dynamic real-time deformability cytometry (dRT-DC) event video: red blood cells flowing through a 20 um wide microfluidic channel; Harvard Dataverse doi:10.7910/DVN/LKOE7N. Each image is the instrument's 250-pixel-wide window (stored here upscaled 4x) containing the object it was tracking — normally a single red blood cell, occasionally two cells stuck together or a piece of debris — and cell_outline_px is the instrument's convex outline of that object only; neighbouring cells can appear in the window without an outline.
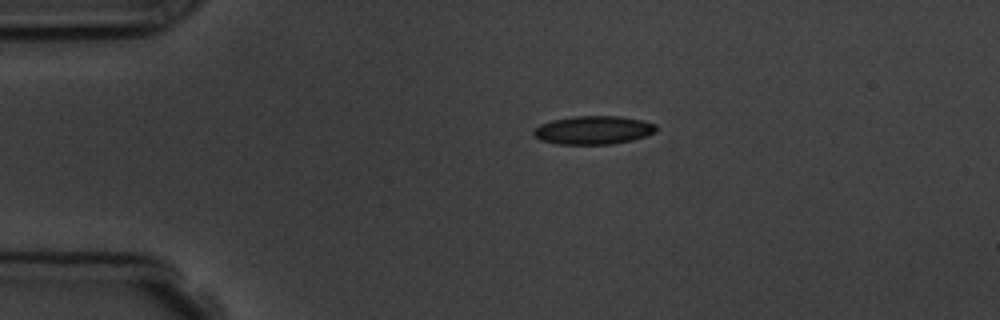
{"species": "common noctule bat (a hibernating species)", "species_latin": "Nyctalus noctula", "temperature_condition": "room temperature", "stored_images_in_passage": 4, "camera_frame_rate_fps": 3000, "um_per_image_px": 0.085, "animal": {"sex": "male", "body_mass_g": 19.5, "forearm_length_mm": 54.6}, "frame": {"image": 1, "passage_image": 1, "time_ms": 0.0, "image_size_px": [1000, 320], "cell_outline_px": [[656, 132], [632, 140], [612, 144], [560, 144], [540, 140], [532, 136], [532, 132], [540, 124], [552, 120], [572, 116], [620, 116], [640, 120], [656, 124]], "centroid_in_image_um": [50.4, 11.06], "position_along_channel_um": 34.6, "area_um2": 20.29}}
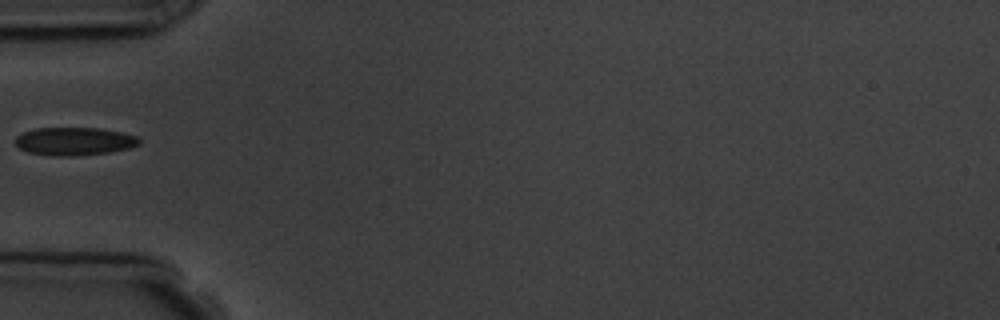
{"frame": {"image": 2, "passage_image": 3, "time_ms": 2.333, "image_size_px": [1000, 320], "cell_outline_px": [[140, 144], [128, 148], [108, 152], [72, 156], [56, 156], [28, 152], [20, 148], [12, 140], [16, 136], [24, 132], [36, 128], [100, 128], [120, 132], [136, 136], [140, 140]], "centroid_in_image_um": [6.28, 12.0], "position_along_channel_um": 78.7, "area_um2": 20.11}}